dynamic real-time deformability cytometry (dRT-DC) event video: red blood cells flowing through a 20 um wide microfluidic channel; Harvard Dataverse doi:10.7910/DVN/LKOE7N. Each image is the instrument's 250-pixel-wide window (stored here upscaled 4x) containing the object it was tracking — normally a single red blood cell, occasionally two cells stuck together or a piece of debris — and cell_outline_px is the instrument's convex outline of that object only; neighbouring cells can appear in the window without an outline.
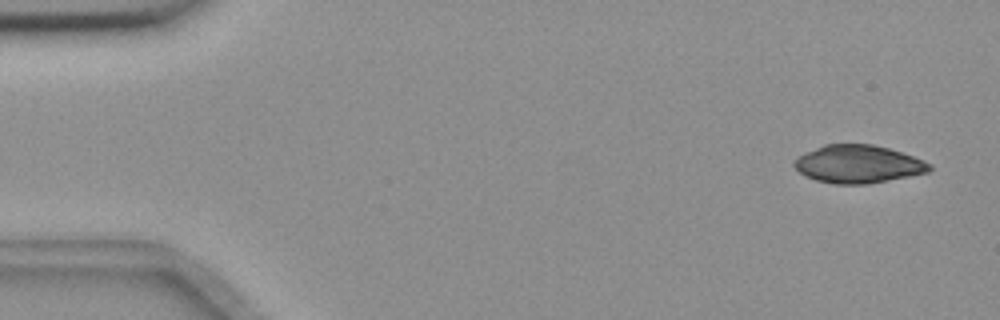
{"species": "common noctule bat (a hibernating species)", "species_latin": "Nyctalus noctula", "temperature_condition": "room temperature", "stored_images_in_passage": 53, "camera_frame_rate_fps": 3000, "um_per_image_px": 0.085, "animal": {"sex": "female", "body_mass_g": 18.4}, "frame": {"image": 1, "passage_image": 1, "time_ms": 0.0, "image_size_px": [1000, 320], "cell_outline_px": [[932, 168], [928, 172], [908, 176], [864, 184], [836, 184], [816, 180], [804, 176], [792, 164], [804, 152], [824, 144], [872, 144], [888, 148], [924, 160], [932, 164]], "centroid_in_image_um": [72.92, 13.94], "position_along_channel_um": 12.1, "area_um2": 29.65}}
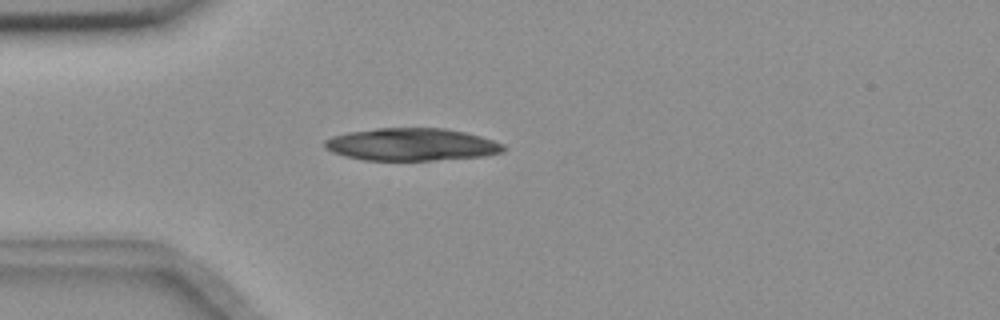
{"frame": {"image": 2, "passage_image": 13, "time_ms": 4.0, "image_size_px": [1000, 320], "cell_outline_px": [[508, 148], [504, 152], [484, 156], [432, 160], [364, 160], [344, 156], [332, 152], [324, 144], [324, 140], [332, 136], [348, 132], [376, 128], [444, 128], [464, 132], [480, 136], [504, 144]], "centroid_in_image_um": [35.0, 12.28], "position_along_channel_um": 50.0, "area_um2": 33.87}}